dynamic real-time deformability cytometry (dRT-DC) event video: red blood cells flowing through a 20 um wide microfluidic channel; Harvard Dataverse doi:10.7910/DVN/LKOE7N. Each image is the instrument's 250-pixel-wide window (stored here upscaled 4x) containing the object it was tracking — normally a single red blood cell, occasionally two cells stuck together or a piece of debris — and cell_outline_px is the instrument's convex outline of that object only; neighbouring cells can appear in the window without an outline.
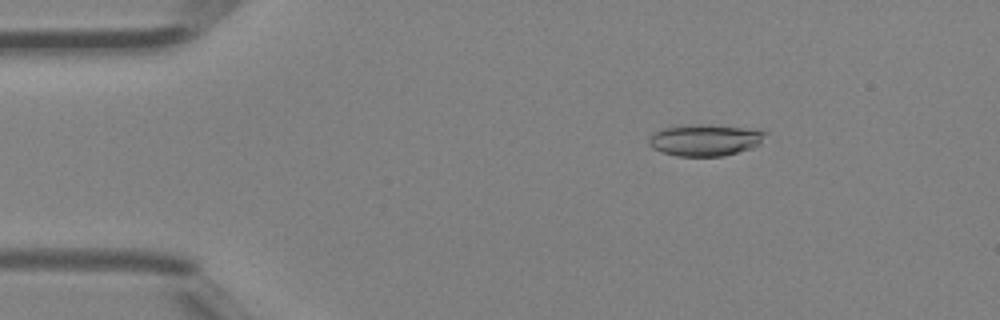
{"species": "Egyptian fruit bat (a non-hibernating species)", "species_latin": "Rousettus aegyptiacus", "temperature_condition": "room temperature", "stored_images_in_passage": 46, "camera_frame_rate_fps": 3000, "um_per_image_px": 0.085, "animal": {"sex": "female"}, "frame": {"image": 1, "passage_image": 8, "time_ms": 2.333, "image_size_px": [1000, 320], "cell_outline_px": [[768, 132], [760, 144], [752, 148], [724, 156], [676, 156], [660, 152], [652, 148], [648, 144], [648, 140], [652, 132], [676, 124], [708, 124], [760, 128]], "centroid_in_image_um": [59.94, 11.87], "position_along_channel_um": 25.1, "area_um2": 22.31}}
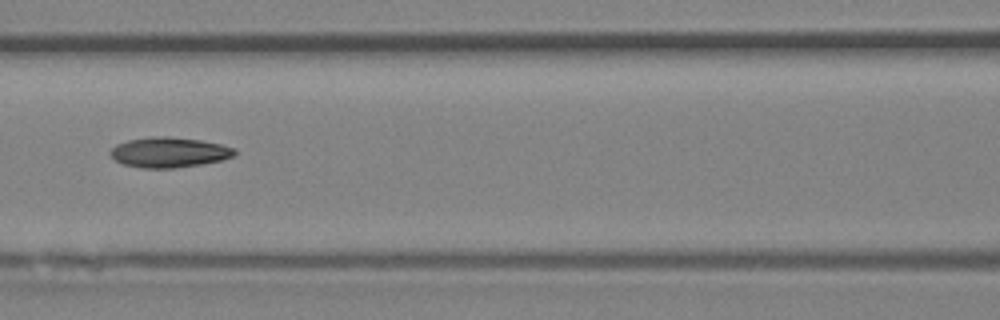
{"frame": {"image": 2, "passage_image": 21, "time_ms": 6.667, "image_size_px": [1000, 320], "cell_outline_px": [[236, 152], [232, 156], [220, 160], [200, 164], [176, 168], [140, 168], [124, 164], [116, 160], [108, 152], [116, 144], [128, 140], [152, 136], [168, 136], [200, 140], [220, 144], [236, 148]], "centroid_in_image_um": [14.35, 12.94], "position_along_channel_um": 152.3, "area_um2": 21.79}}
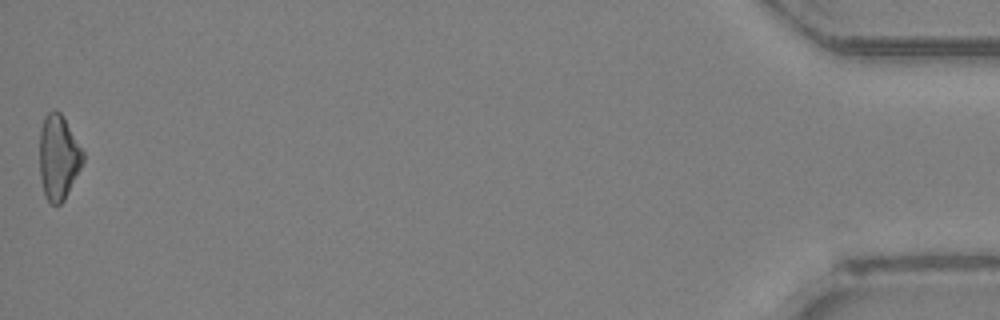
{"frame": {"image": 3, "passage_image": 46, "time_ms": 15.0, "image_size_px": [1000, 320], "cell_outline_px": [[84, 160], [64, 200], [60, 204], [52, 204], [44, 196], [40, 180], [40, 128], [44, 116], [48, 112], [60, 112], [84, 152]], "centroid_in_image_um": [4.95, 13.39], "position_along_channel_um": 430.3, "area_um2": 21.21}, "authors_computed_cell_mechanics": {"area_um2": 21.4727, "velocity_mm_per_s": 4.5409, "shape_relaxation_time_tau1_ms": 5.6273, "shape_relaxation_time_tau2_ms": null, "deformation_change_tau1": 0.1339, "deformation_change_tau2": null}}